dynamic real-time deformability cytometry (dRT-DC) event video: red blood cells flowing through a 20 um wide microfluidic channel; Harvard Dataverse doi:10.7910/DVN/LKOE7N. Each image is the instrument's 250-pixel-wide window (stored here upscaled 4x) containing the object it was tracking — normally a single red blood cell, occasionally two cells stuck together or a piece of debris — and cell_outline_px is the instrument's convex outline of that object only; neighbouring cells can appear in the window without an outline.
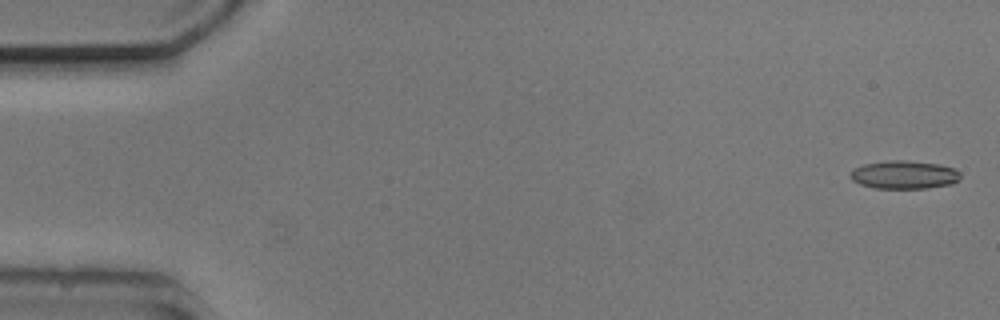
{"species": "common noctule bat (a hibernating species)", "species_latin": "Nyctalus noctula", "temperature_condition": "cold", "stored_images_in_passage": 5, "camera_frame_rate_fps": 3000, "um_per_image_px": 0.085, "animal": {"sex": "male", "body_mass_g": 20.5, "forearm_length_mm": 52.5}, "frame": {"image": 1, "passage_image": 1, "time_ms": 0.0, "image_size_px": [1000, 320], "cell_outline_px": [[960, 180], [952, 184], [928, 188], [872, 188], [860, 184], [852, 180], [848, 172], [864, 164], [888, 160], [908, 160], [940, 164], [952, 168], [960, 172]], "centroid_in_image_um": [76.85, 14.85], "position_along_channel_um": 8.1, "area_um2": 18.26}}
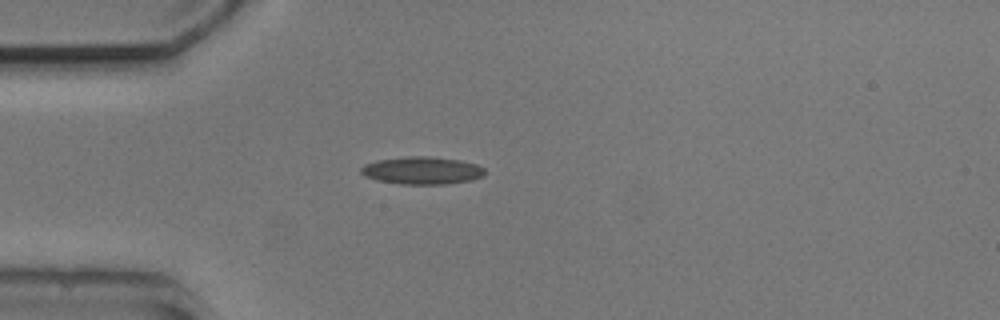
{"frame": {"image": 2, "passage_image": 5, "time_ms": 4.333, "image_size_px": [1000, 320], "cell_outline_px": [[484, 176], [472, 180], [448, 184], [400, 184], [376, 180], [364, 176], [360, 172], [360, 168], [364, 164], [380, 160], [408, 156], [428, 156], [460, 160], [476, 164], [484, 168]], "centroid_in_image_um": [35.87, 14.5], "position_along_channel_um": 49.1, "area_um2": 19.94}}